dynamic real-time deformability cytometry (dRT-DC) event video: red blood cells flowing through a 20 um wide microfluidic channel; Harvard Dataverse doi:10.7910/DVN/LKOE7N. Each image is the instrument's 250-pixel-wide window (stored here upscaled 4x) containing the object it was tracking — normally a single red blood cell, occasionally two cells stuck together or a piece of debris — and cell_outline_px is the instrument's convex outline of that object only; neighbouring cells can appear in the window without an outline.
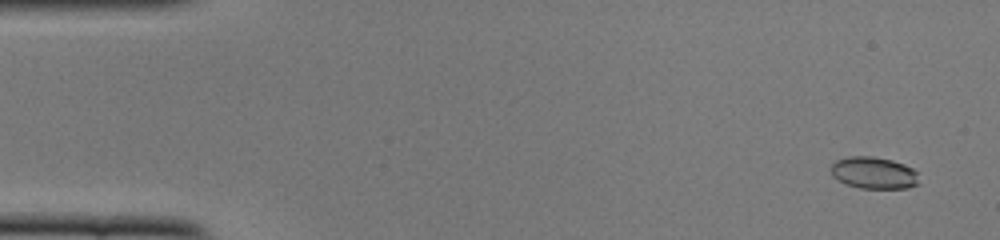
{"species": "common noctule bat (a hibernating species)", "species_latin": "Nyctalus noctula", "temperature_condition": "cold", "stored_images_in_passage": 51, "camera_frame_rate_fps": 3000, "um_per_image_px": 0.085, "animal": {"sex": "female", "body_mass_g": 22.0, "forearm_length_mm": 56.7}, "frame": {"image": 1, "passage_image": 2, "time_ms": 0.333, "image_size_px": [1000, 240], "cell_outline_px": [[920, 184], [908, 188], [860, 188], [848, 184], [832, 176], [828, 168], [836, 160], [848, 156], [872, 156], [892, 160], [904, 164], [912, 168], [916, 172]], "centroid_in_image_um": [74.26, 14.68], "position_along_channel_um": 10.7, "area_um2": 16.47}}
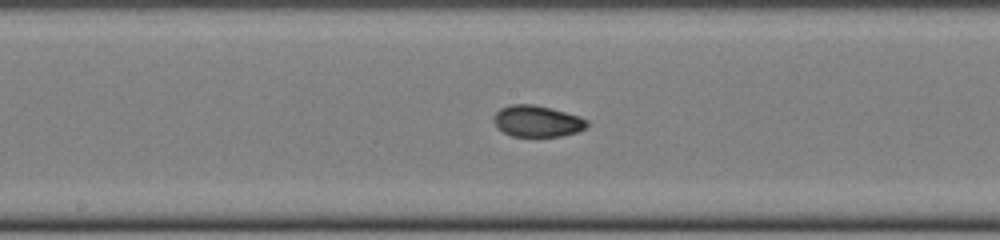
{"frame": {"image": 2, "passage_image": 26, "time_ms": 8.333, "image_size_px": [1000, 240], "cell_outline_px": [[588, 124], [584, 128], [576, 132], [560, 136], [512, 136], [504, 132], [492, 120], [492, 116], [500, 108], [512, 104], [532, 104], [552, 108], [580, 116], [588, 120]], "centroid_in_image_um": [45.65, 10.28], "position_along_channel_um": 202.5, "area_um2": 16.99}}
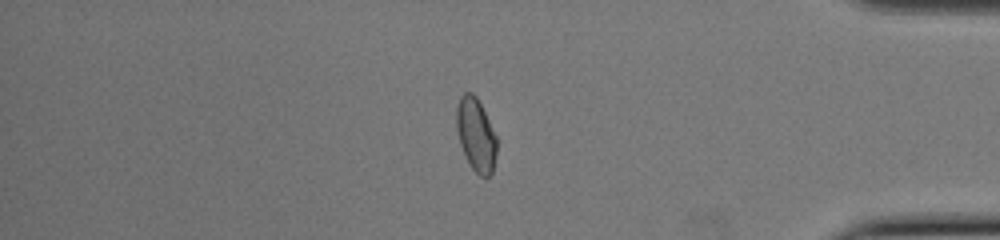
{"frame": {"image": 3, "passage_image": 43, "time_ms": 14.0, "image_size_px": [1000, 240], "cell_outline_px": [[496, 156], [492, 172], [488, 176], [480, 176], [472, 168], [460, 144], [456, 128], [456, 104], [460, 96], [464, 92], [472, 92], [476, 96], [496, 136]], "centroid_in_image_um": [40.43, 11.42], "position_along_channel_um": 394.8, "area_um2": 16.94}, "authors_computed_cell_mechanics": {"area_um2": 16.9932, "velocity_mm_per_s": 3.9132, "shape_relaxation_time_tau1_ms": null, "shape_relaxation_time_tau2_ms": 1.8208, "deformation_change_tau1": null, "deformation_change_tau2": 0.0449}}